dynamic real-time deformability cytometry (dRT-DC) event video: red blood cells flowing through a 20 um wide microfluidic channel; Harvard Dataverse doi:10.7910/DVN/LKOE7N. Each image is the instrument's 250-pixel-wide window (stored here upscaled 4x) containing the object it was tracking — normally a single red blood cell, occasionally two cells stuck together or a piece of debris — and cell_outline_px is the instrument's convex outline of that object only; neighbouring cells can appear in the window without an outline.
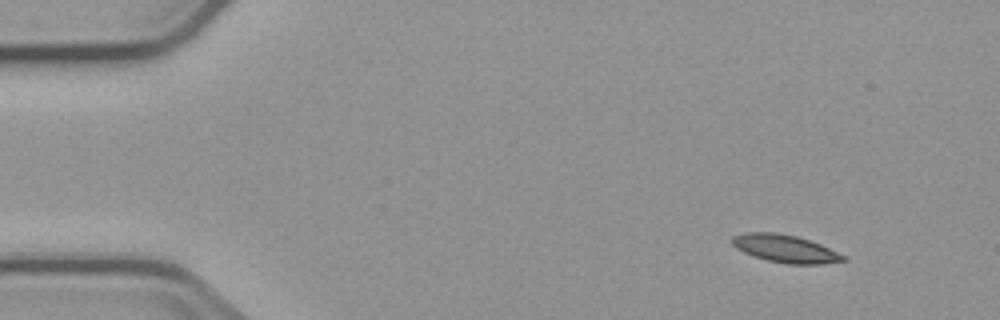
{"species": "common noctule bat (a hibernating species)", "species_latin": "Nyctalus noctula", "temperature_condition": "cold", "stored_images_in_passage": 4, "camera_frame_rate_fps": 3000, "um_per_image_px": 0.085, "animal": {"sex": "male", "body_mass_g": 23.1, "forearm_length_mm": 52.7}, "frame": {"image": 1, "passage_image": 1, "time_ms": 0.0, "image_size_px": [1000, 320], "cell_outline_px": [[848, 260], [820, 264], [788, 264], [768, 260], [744, 252], [736, 248], [732, 244], [732, 236], [744, 232], [776, 232], [796, 236], [820, 244], [844, 256]], "centroid_in_image_um": [66.71, 21.12], "position_along_channel_um": 18.3, "area_um2": 17.69}}
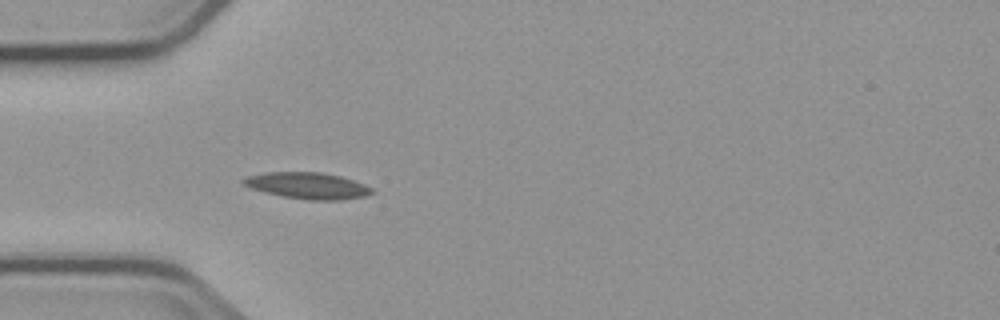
{"frame": {"image": 2, "passage_image": 4, "time_ms": 3.667, "image_size_px": [1000, 320], "cell_outline_px": [[376, 192], [364, 196], [340, 200], [308, 200], [284, 196], [264, 192], [252, 188], [244, 184], [240, 180], [244, 176], [264, 172], [324, 172], [340, 176], [364, 184], [372, 188]], "centroid_in_image_um": [26.13, 15.77], "position_along_channel_um": 58.9, "area_um2": 19.83}}